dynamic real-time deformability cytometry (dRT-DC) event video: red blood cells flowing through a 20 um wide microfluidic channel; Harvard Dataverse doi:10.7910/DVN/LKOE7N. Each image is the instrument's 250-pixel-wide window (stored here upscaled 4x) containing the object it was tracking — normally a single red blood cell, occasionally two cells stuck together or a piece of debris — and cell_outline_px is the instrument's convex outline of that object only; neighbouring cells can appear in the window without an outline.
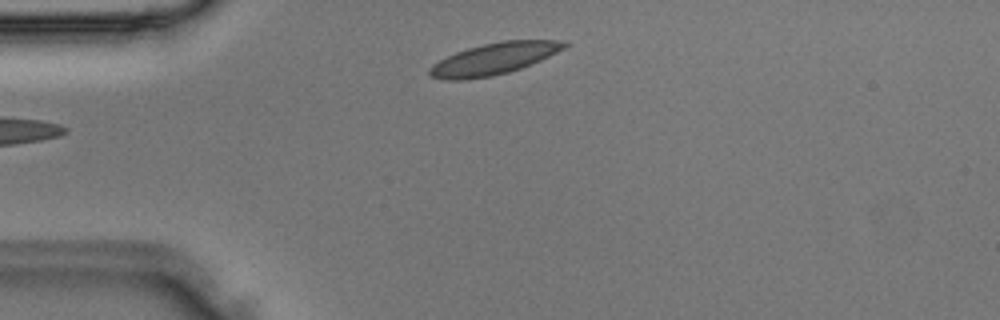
{"species": "Egyptian fruit bat (a non-hibernating species)", "species_latin": "Rousettus aegyptiacus", "temperature_condition": "room temperature", "stored_images_in_passage": 2, "camera_frame_rate_fps": 3000, "um_per_image_px": 0.085, "animal": {"sex": "male"}, "frame": {"image": 1, "passage_image": 1, "time_ms": 0.0, "image_size_px": [1000, 320], "cell_outline_px": [[568, 44], [564, 48], [540, 60], [520, 68], [508, 72], [492, 76], [460, 80], [444, 80], [428, 76], [428, 68], [432, 64], [456, 52], [468, 48], [484, 44], [504, 40], [564, 40]], "centroid_in_image_um": [41.93, 5.0], "position_along_channel_um": 43.1, "area_um2": 24.62}}